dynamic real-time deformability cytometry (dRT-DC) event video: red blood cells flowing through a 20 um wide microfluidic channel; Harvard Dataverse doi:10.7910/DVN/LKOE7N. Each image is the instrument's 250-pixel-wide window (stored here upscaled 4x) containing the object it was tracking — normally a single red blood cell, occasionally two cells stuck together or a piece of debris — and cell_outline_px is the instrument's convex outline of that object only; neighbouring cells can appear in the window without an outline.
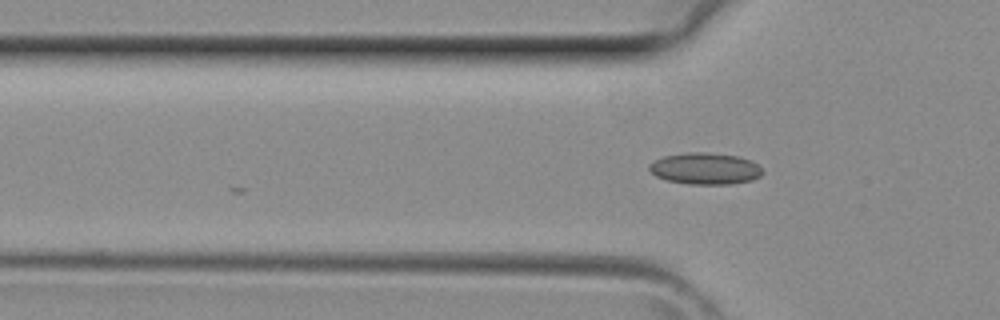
{"species": "common noctule bat (a hibernating species)", "species_latin": "Nyctalus noctula", "temperature_condition": "room temperature", "stored_images_in_passage": 4, "camera_frame_rate_fps": 3000, "um_per_image_px": 0.085, "animal": {"sex": "female", "body_mass_g": 29.2, "forearm_length_mm": 56.3}, "frame": {"image": 1, "passage_image": 4, "time_ms": 1.0, "image_size_px": [1000, 320], "cell_outline_px": [[764, 172], [760, 176], [752, 180], [732, 184], [688, 184], [668, 180], [656, 176], [648, 168], [648, 164], [664, 156], [688, 152], [704, 152], [740, 156], [752, 160]], "centroid_in_image_um": [59.96, 14.32], "position_along_channel_um": 65.8, "area_um2": 20.87}}